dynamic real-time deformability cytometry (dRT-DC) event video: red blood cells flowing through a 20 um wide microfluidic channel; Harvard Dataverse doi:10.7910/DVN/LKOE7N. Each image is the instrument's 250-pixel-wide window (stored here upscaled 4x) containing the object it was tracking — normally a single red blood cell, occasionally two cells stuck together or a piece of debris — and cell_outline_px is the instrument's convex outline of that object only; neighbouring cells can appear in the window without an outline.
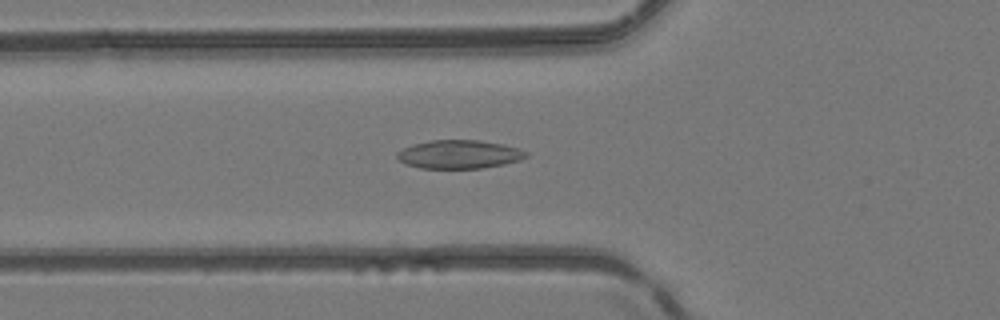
{"species": "common noctule bat (a hibernating species)", "species_latin": "Nyctalus noctula", "temperature_condition": "room temperature", "stored_images_in_passage": 51, "camera_frame_rate_fps": 3000, "um_per_image_px": 0.085, "animal": {"sex": "female", "body_mass_g": 24.6, "forearm_length_mm": 56.2}, "frame": {"image": 1, "passage_image": 19, "time_ms": 6.0, "image_size_px": [1000, 320], "cell_outline_px": [[528, 156], [520, 160], [504, 164], [484, 168], [420, 168], [404, 164], [396, 156], [396, 152], [404, 148], [416, 144], [432, 140], [480, 140], [504, 144], [520, 148], [528, 152]], "centroid_in_image_um": [39.07, 13.12], "position_along_channel_um": 86.7, "area_um2": 21.5}}
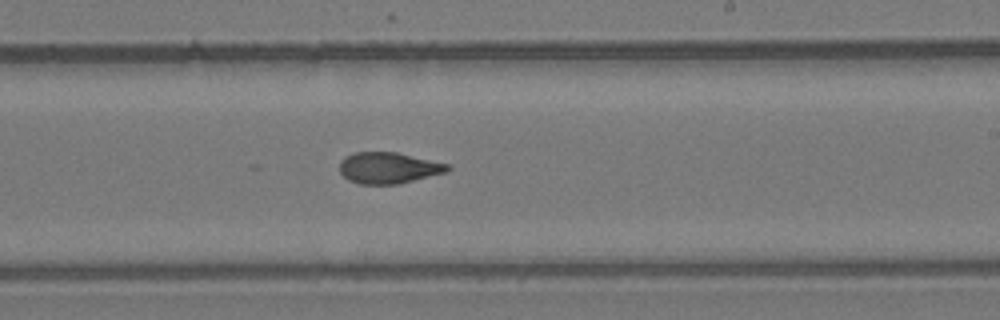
{"frame": {"image": 2, "passage_image": 31, "time_ms": 10.0, "image_size_px": [1000, 320], "cell_outline_px": [[452, 168], [444, 172], [400, 184], [360, 184], [348, 180], [340, 172], [340, 160], [344, 156], [352, 152], [396, 152], [448, 164]], "centroid_in_image_um": [32.97, 14.26], "position_along_channel_um": 256.0, "area_um2": 19.59}}
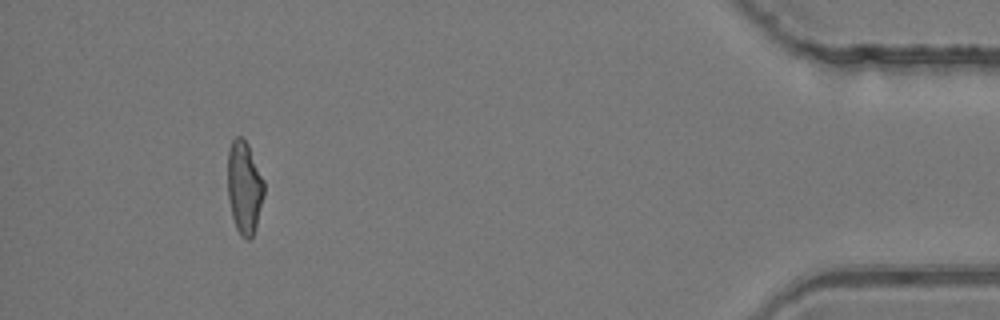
{"frame": {"image": 3, "passage_image": 47, "time_ms": 15.333, "image_size_px": [1000, 320], "cell_outline_px": [[264, 196], [256, 228], [252, 236], [248, 240], [240, 236], [236, 228], [232, 216], [228, 196], [228, 152], [232, 140], [236, 136], [240, 136], [248, 144], [264, 180]], "centroid_in_image_um": [20.77, 15.95], "position_along_channel_um": 414.4, "area_um2": 19.71}, "authors_computed_cell_mechanics": {"area_um2": 20.2878, "velocity_mm_per_s": 4.2078, "shape_relaxation_time_tau1_ms": null, "shape_relaxation_time_tau2_ms": 2.7896, "deformation_change_tau1": null, "deformation_change_tau2": 0.0911}}